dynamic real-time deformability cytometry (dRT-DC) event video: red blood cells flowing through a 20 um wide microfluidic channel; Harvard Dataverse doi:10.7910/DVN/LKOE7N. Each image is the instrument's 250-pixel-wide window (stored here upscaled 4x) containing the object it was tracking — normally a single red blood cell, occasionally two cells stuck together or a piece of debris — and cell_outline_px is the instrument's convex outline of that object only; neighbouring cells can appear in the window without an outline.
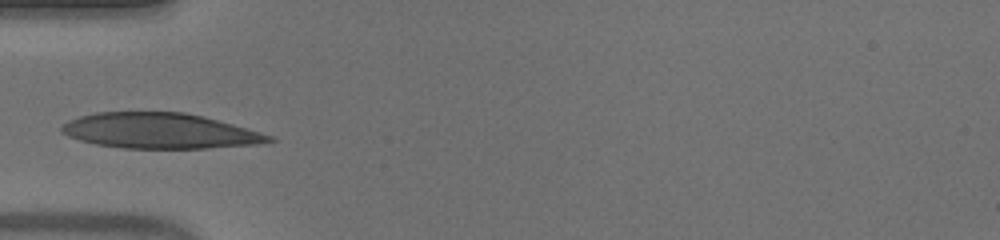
{"species": "human", "species_latin": "Homo sapiens", "temperature_condition": "warm", "stored_images_in_passage": 6, "camera_frame_rate_fps": 3000, "um_per_image_px": 0.085, "donor": {"sex": "male"}, "frame": {"image": 1, "passage_image": 1, "time_ms": 0.0, "image_size_px": [1000, 240], "cell_outline_px": [[276, 140], [256, 144], [208, 148], [124, 148], [96, 144], [80, 140], [68, 136], [60, 132], [60, 128], [68, 120], [80, 116], [96, 112], [184, 112], [204, 116], [276, 136]], "centroid_in_image_um": [13.6, 11.12], "position_along_channel_um": 71.4, "area_um2": 42.83}}